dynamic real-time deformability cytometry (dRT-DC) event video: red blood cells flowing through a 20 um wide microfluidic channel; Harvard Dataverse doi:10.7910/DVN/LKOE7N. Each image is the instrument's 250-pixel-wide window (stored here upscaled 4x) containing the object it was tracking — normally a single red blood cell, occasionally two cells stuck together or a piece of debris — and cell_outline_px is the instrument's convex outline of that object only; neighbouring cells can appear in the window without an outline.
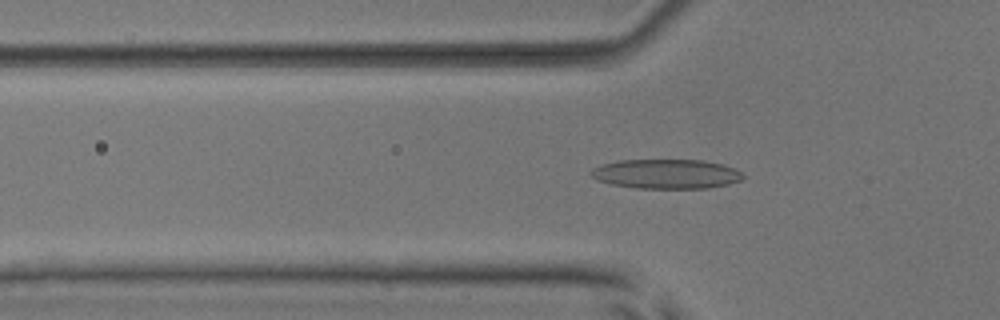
{"species": "common noctule bat (a hibernating species)", "species_latin": "Nyctalus noctula", "temperature_condition": "room temperature", "stored_images_in_passage": 48, "camera_frame_rate_fps": 3000, "um_per_image_px": 0.085, "animal": {"sex": "male", "body_mass_g": 17.9, "forearm_length_mm": 54.2}, "frame": {"image": 1, "passage_image": 13, "time_ms": 4.0, "image_size_px": [1000, 320], "cell_outline_px": [[744, 176], [740, 180], [728, 184], [708, 188], [636, 188], [612, 184], [596, 180], [588, 172], [592, 168], [600, 164], [616, 160], [704, 160], [724, 164], [736, 168]], "centroid_in_image_um": [56.6, 14.77], "position_along_channel_um": 69.2, "area_um2": 26.36}}
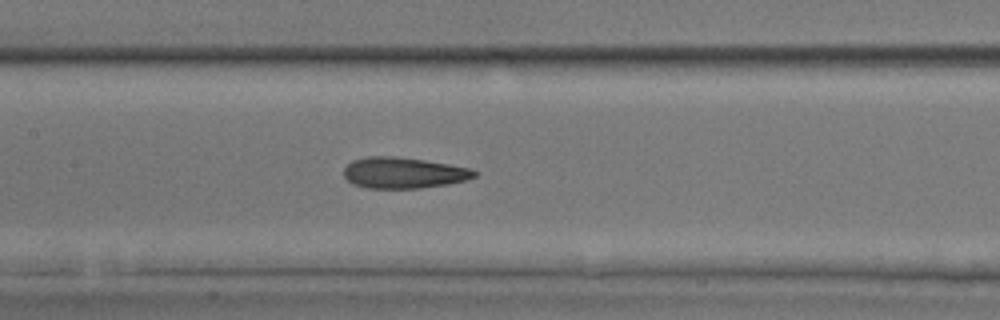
{"frame": {"image": 2, "passage_image": 21, "time_ms": 6.667, "image_size_px": [1000, 320], "cell_outline_px": [[476, 176], [468, 180], [448, 184], [420, 188], [368, 188], [352, 184], [344, 176], [344, 168], [352, 160], [368, 156], [396, 156], [424, 160], [472, 168], [476, 172]], "centroid_in_image_um": [34.3, 14.69], "position_along_channel_um": 173.1, "area_um2": 23.7}}
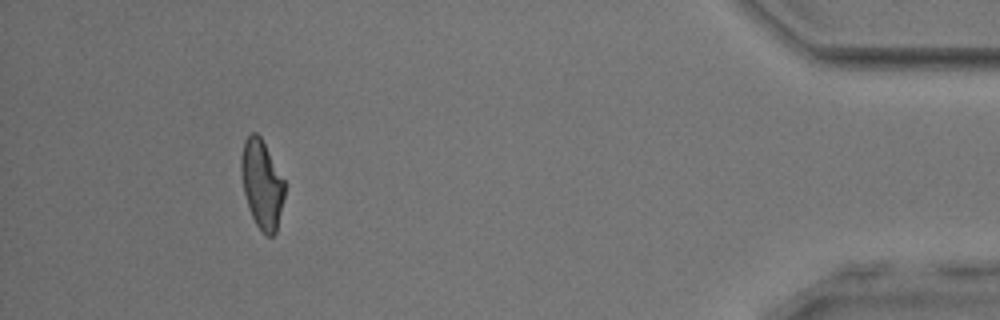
{"frame": {"image": 3, "passage_image": 44, "time_ms": 14.333, "image_size_px": [1000, 320], "cell_outline_px": [[284, 196], [276, 232], [272, 236], [268, 236], [256, 224], [252, 216], [244, 192], [240, 172], [240, 160], [244, 140], [252, 132], [256, 132], [260, 136], [284, 180]], "centroid_in_image_um": [22.24, 15.63], "position_along_channel_um": 413.0, "area_um2": 22.02}, "authors_computed_cell_mechanics": {"area_um2": 23.5246, "velocity_mm_per_s": 3.9145, "shape_relaxation_time_tau1_ms": 7.8453, "shape_relaxation_time_tau2_ms": 2.1322, "deformation_change_tau1": 0.2148, "deformation_change_tau2": 0.1}}